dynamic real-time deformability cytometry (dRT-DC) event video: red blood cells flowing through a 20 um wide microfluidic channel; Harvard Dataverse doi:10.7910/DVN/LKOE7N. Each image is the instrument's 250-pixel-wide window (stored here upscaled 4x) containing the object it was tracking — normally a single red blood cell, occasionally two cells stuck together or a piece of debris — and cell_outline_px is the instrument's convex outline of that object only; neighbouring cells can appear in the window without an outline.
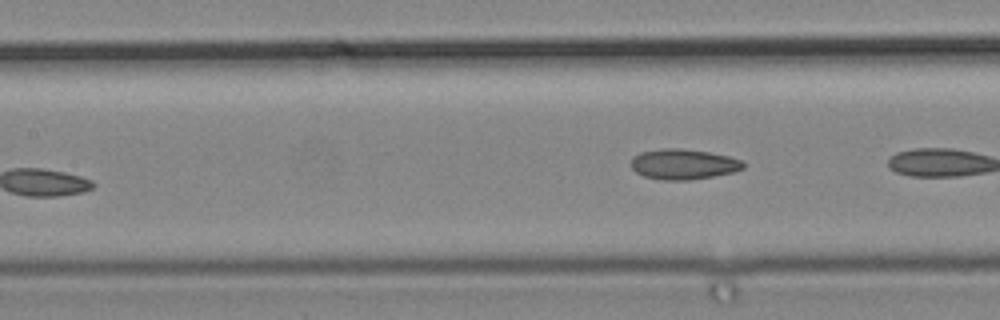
{"species": "common noctule bat (a hibernating species)", "species_latin": "Nyctalus noctula", "temperature_condition": "cold", "stored_images_in_passage": 7, "camera_frame_rate_fps": 3000, "um_per_image_px": 0.085, "animal": {"sex": "male", "body_mass_g": 19.2, "forearm_length_mm": 51.8}, "frame": {"image": 1, "passage_image": 7, "time_ms": 2.0, "image_size_px": [1000, 320], "cell_outline_px": [[744, 168], [732, 172], [712, 176], [688, 180], [664, 180], [644, 176], [636, 172], [628, 164], [632, 156], [640, 152], [660, 148], [680, 148], [708, 152], [728, 156], [740, 160], [744, 164]], "centroid_in_image_um": [58.01, 13.94], "position_along_channel_um": 149.4, "area_um2": 19.88}}